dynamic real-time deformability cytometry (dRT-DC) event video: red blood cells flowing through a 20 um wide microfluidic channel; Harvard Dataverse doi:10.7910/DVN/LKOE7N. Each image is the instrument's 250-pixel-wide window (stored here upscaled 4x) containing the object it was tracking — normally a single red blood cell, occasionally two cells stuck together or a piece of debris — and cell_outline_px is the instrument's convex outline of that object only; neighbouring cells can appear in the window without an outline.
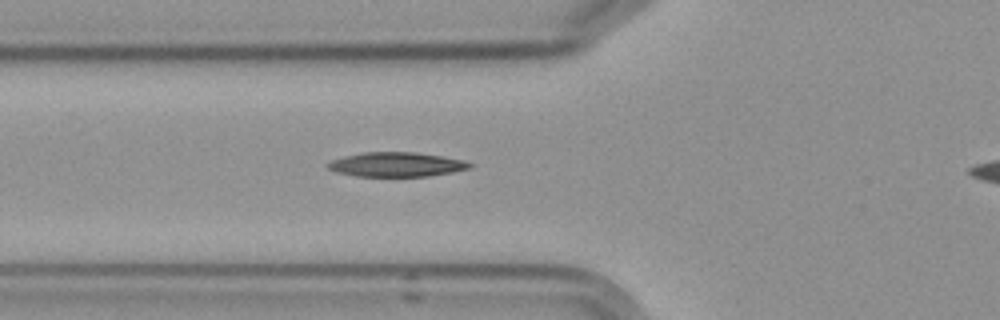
{"species": "Egyptian fruit bat (a non-hibernating species)", "species_latin": "Rousettus aegyptiacus", "temperature_condition": "cold", "stored_images_in_passage": 7, "camera_frame_rate_fps": 3000, "um_per_image_px": 0.085, "frame": {"image": 1, "passage_image": 6, "time_ms": 5.667, "image_size_px": [1000, 320], "cell_outline_px": [[472, 164], [468, 168], [452, 172], [428, 176], [356, 176], [336, 172], [328, 168], [324, 164], [332, 160], [344, 156], [364, 152], [416, 152], [464, 160]], "centroid_in_image_um": [33.64, 13.98], "position_along_channel_um": 92.2, "area_um2": 20.06}}